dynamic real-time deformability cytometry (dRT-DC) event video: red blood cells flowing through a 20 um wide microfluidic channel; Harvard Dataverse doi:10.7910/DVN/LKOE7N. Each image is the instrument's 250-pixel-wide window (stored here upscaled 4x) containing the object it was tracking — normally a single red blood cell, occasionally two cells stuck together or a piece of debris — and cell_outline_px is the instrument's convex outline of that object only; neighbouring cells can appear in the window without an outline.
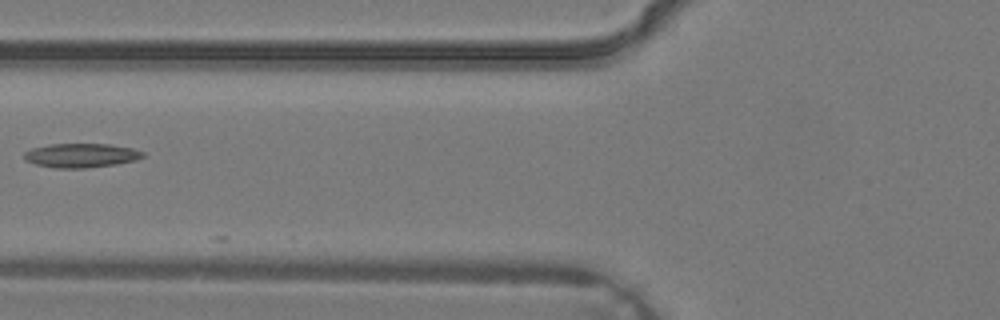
{"species": "common noctule bat (a hibernating species)", "species_latin": "Nyctalus noctula", "temperature_condition": "warm", "stored_images_in_passage": 5, "camera_frame_rate_fps": 3000, "um_per_image_px": 0.085, "animal": {"sex": "male", "body_mass_g": 19.2, "forearm_length_mm": 51.8}, "frame": {"image": 1, "passage_image": 5, "time_ms": 1.333, "image_size_px": [1000, 320], "cell_outline_px": [[144, 156], [136, 160], [116, 164], [84, 168], [56, 168], [36, 164], [24, 160], [24, 152], [32, 148], [48, 144], [108, 144], [132, 148], [144, 152]], "centroid_in_image_um": [6.88, 13.21], "position_along_channel_um": 118.9, "area_um2": 16.65}}